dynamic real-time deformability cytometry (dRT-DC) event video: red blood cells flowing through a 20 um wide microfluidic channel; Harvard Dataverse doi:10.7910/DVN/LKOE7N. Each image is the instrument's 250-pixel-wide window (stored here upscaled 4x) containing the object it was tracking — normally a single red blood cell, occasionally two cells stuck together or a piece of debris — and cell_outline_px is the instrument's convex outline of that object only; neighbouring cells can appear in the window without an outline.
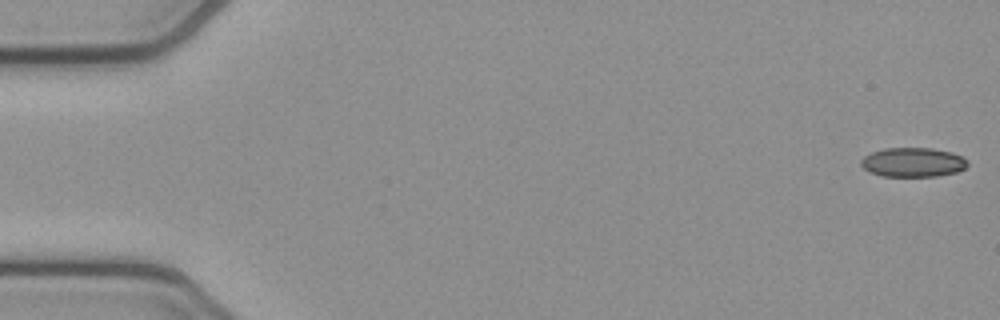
{"species": "common noctule bat (a hibernating species)", "species_latin": "Nyctalus noctula", "temperature_condition": "cold", "stored_images_in_passage": 53, "camera_frame_rate_fps": 3000, "um_per_image_px": 0.085, "animal": {"sex": "female", "body_mass_g": 21.9}, "frame": {"image": 1, "passage_image": 1, "time_ms": 0.0, "image_size_px": [1000, 320], "cell_outline_px": [[968, 164], [964, 168], [956, 172], [936, 176], [880, 176], [868, 172], [860, 164], [860, 160], [864, 156], [872, 152], [884, 148], [932, 148], [952, 152], [968, 160]], "centroid_in_image_um": [77.57, 13.79], "position_along_channel_um": 7.4, "area_um2": 18.26}}
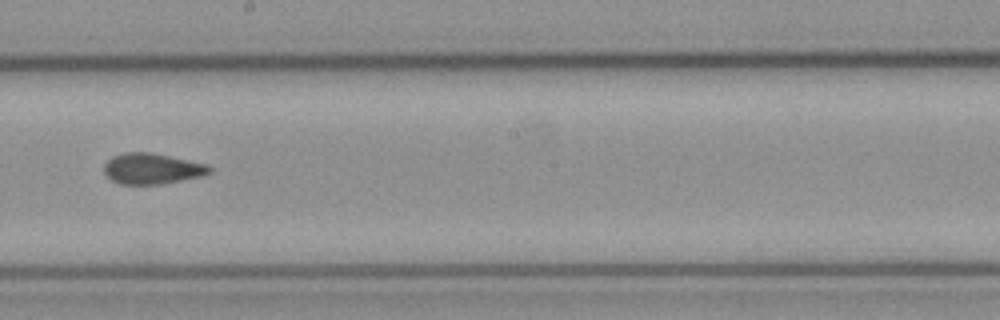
{"frame": {"image": 2, "passage_image": 30, "time_ms": 9.667, "image_size_px": [1000, 320], "cell_outline_px": [[212, 172], [204, 176], [160, 184], [120, 184], [104, 176], [104, 164], [112, 156], [124, 152], [152, 152], [208, 164], [212, 168]], "centroid_in_image_um": [12.93, 14.33], "position_along_channel_um": 235.3, "area_um2": 19.19}}
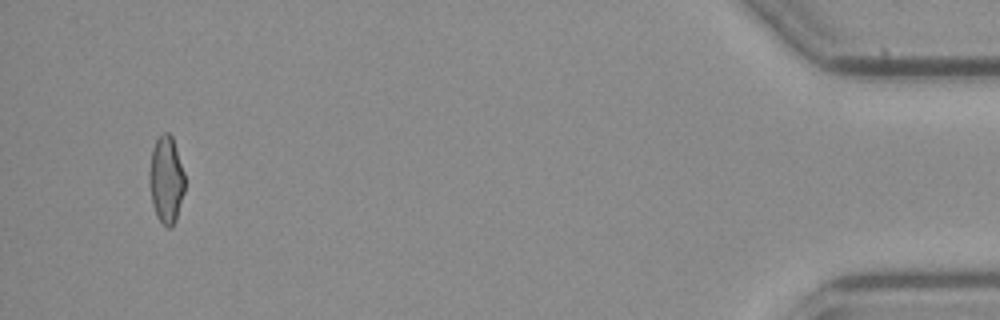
{"frame": {"image": 3, "passage_image": 51, "time_ms": 16.667, "image_size_px": [1000, 320], "cell_outline_px": [[184, 192], [176, 220], [172, 228], [168, 228], [156, 216], [152, 204], [148, 176], [152, 148], [156, 140], [164, 132], [168, 132], [172, 136], [184, 172]], "centroid_in_image_um": [14.12, 15.29], "position_along_channel_um": 421.1, "area_um2": 18.03}, "authors_computed_cell_mechanics": {"area_um2": 18.6694, "velocity_mm_per_s": 3.8425, "shape_relaxation_time_tau1_ms": null, "shape_relaxation_time_tau2_ms": 2.8267, "deformation_change_tau1": null, "deformation_change_tau2": 0.0689}}